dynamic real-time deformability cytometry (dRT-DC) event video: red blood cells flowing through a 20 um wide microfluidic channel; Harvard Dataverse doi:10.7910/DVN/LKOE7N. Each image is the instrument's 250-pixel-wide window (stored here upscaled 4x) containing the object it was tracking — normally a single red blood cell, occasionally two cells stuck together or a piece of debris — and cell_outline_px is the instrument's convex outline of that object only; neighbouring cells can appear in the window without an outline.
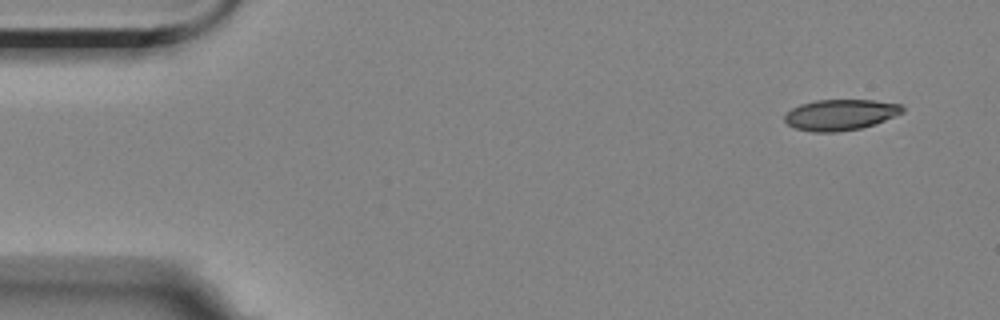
{"species": "Egyptian fruit bat (a non-hibernating species)", "species_latin": "Rousettus aegyptiacus", "temperature_condition": "room temperature", "stored_images_in_passage": 4, "camera_frame_rate_fps": 3000, "um_per_image_px": 0.085, "animal": {"sex": "female"}, "frame": {"image": 1, "passage_image": 1, "time_ms": 0.0, "image_size_px": [1000, 320], "cell_outline_px": [[904, 112], [876, 124], [860, 128], [836, 132], [812, 132], [796, 128], [788, 124], [784, 120], [784, 116], [792, 108], [800, 104], [816, 100], [872, 100], [900, 104], [904, 108]], "centroid_in_image_um": [71.44, 9.75], "position_along_channel_um": 13.6, "area_um2": 21.15}}